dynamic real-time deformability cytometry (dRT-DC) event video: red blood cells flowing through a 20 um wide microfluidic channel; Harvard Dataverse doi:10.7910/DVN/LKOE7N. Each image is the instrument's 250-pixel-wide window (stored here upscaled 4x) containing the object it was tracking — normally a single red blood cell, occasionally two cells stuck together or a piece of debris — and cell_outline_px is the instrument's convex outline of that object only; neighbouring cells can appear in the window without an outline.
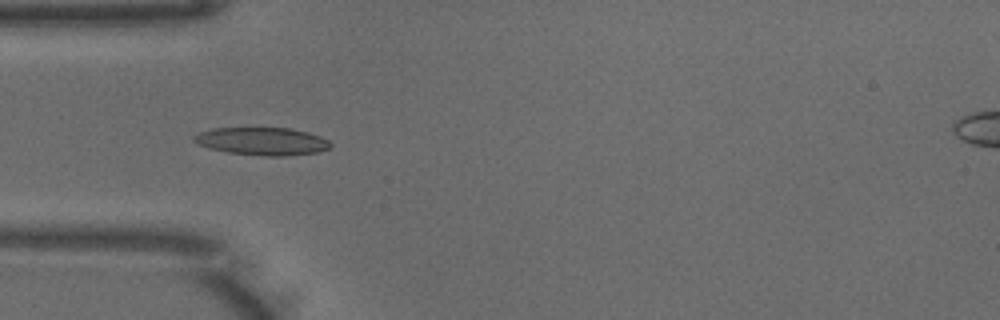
{"species": "common noctule bat (a hibernating species)", "species_latin": "Nyctalus noctula", "temperature_condition": "warm", "stored_images_in_passage": 37, "camera_frame_rate_fps": 3000, "um_per_image_px": 0.085, "animal": {"sex": "male", "body_mass_g": 18.8}, "frame": {"image": 1, "passage_image": 11, "time_ms": 3.333, "image_size_px": [1000, 320], "cell_outline_px": [[332, 148], [316, 152], [284, 156], [264, 156], [228, 152], [208, 148], [192, 140], [192, 136], [200, 132], [212, 128], [292, 128], [308, 132], [320, 136], [328, 140], [332, 144]], "centroid_in_image_um": [22.3, 12.0], "position_along_channel_um": 62.7, "area_um2": 22.14}}
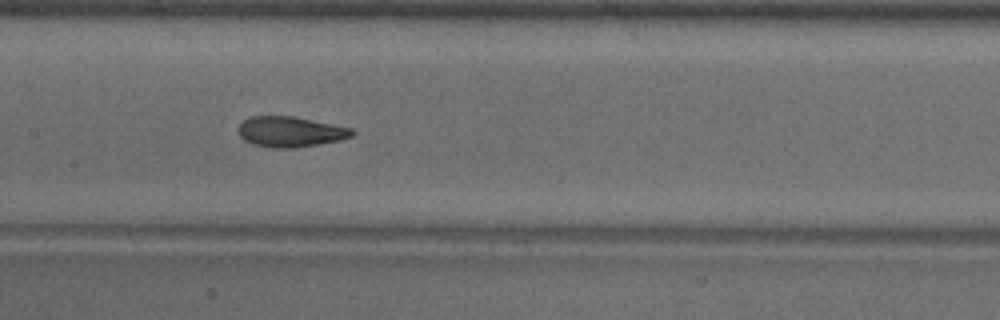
{"frame": {"image": 2, "passage_image": 20, "time_ms": 6.333, "image_size_px": [1000, 320], "cell_outline_px": [[356, 132], [352, 136], [340, 140], [296, 148], [272, 148], [252, 144], [244, 140], [240, 136], [236, 128], [248, 116], [292, 116], [352, 128]], "centroid_in_image_um": [24.65, 11.2], "position_along_channel_um": 182.8, "area_um2": 20.29}}
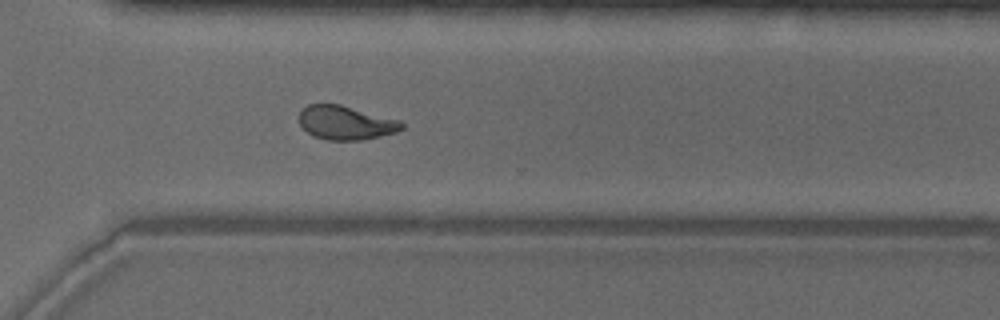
{"frame": {"image": 3, "passage_image": 32, "time_ms": 10.333, "image_size_px": [1000, 320], "cell_outline_px": [[404, 128], [396, 132], [380, 136], [360, 140], [328, 140], [312, 136], [300, 124], [300, 112], [308, 104], [340, 104], [400, 120], [404, 124]], "centroid_in_image_um": [29.4, 10.43], "position_along_channel_um": 341.2, "area_um2": 20.17}, "authors_computed_cell_mechanics": {"area_um2": 20.23, "velocity_mm_per_s": 3.9718, "shape_relaxation_time_tau1_ms": 4.5882, "shape_relaxation_time_tau2_ms": 1.5035, "deformation_change_tau1": 0.1657, "deformation_change_tau2": 0.0777}}